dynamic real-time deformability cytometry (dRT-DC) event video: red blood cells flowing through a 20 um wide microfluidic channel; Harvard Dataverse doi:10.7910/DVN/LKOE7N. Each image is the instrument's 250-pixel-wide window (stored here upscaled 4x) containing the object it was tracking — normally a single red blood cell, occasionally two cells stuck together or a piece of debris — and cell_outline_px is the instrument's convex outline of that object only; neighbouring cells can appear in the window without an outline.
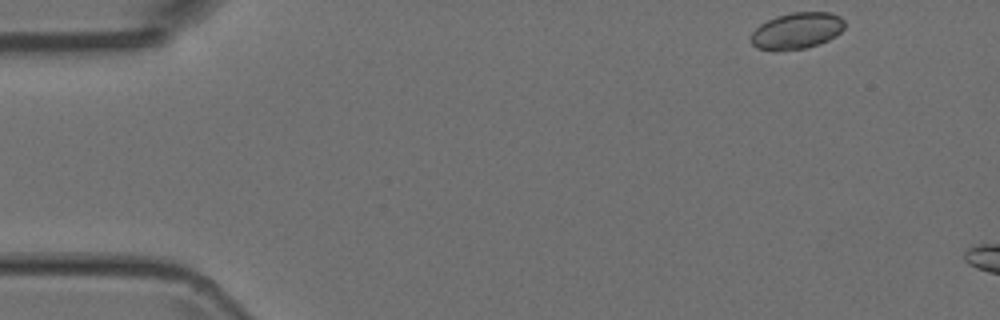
{"species": "Egyptian fruit bat (a non-hibernating species)", "species_latin": "Rousettus aegyptiacus", "temperature_condition": "room temperature", "stored_images_in_passage": 44, "camera_frame_rate_fps": 3000, "um_per_image_px": 0.085, "animal": {"sex": "female"}, "frame": {"image": 1, "passage_image": 1, "time_ms": 0.0, "image_size_px": [1000, 320], "cell_outline_px": [[844, 28], [836, 36], [820, 44], [808, 48], [776, 52], [772, 52], [756, 48], [752, 44], [752, 32], [760, 24], [776, 16], [792, 12], [828, 12], [840, 16], [844, 20]], "centroid_in_image_um": [67.72, 2.64], "position_along_channel_um": 17.3, "area_um2": 20.23}}
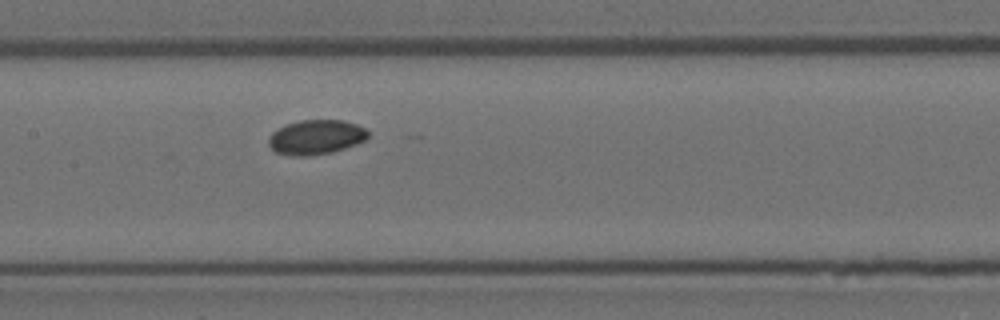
{"frame": {"image": 2, "passage_image": 21, "time_ms": 6.667, "image_size_px": [1000, 320], "cell_outline_px": [[368, 136], [364, 140], [356, 144], [332, 152], [308, 156], [292, 156], [276, 152], [268, 144], [268, 140], [272, 132], [288, 124], [300, 120], [344, 120], [356, 124], [364, 128], [368, 132]], "centroid_in_image_um": [26.85, 11.66], "position_along_channel_um": 180.5, "area_um2": 19.88}}
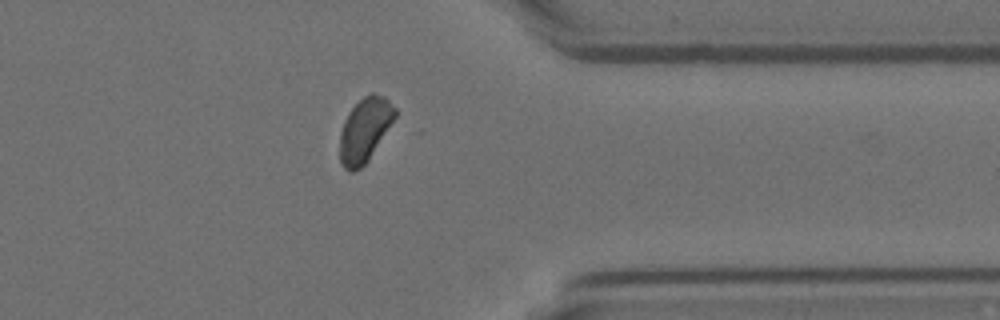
{"frame": {"image": 3, "passage_image": 37, "time_ms": 12.0, "image_size_px": [1000, 320], "cell_outline_px": [[396, 116], [368, 160], [360, 168], [352, 172], [344, 168], [340, 164], [340, 132], [344, 120], [348, 112], [364, 96], [372, 92], [384, 96], [396, 108]], "centroid_in_image_um": [30.99, 11.03], "position_along_channel_um": 380.4, "area_um2": 20.4}}